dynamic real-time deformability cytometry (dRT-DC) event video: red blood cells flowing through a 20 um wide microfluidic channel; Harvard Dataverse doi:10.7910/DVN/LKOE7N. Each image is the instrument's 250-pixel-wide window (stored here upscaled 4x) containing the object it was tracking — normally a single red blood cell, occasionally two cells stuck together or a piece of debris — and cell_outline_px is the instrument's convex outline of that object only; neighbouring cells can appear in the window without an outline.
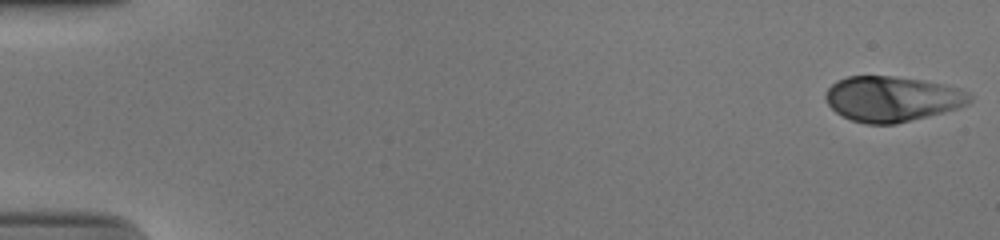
{"species": "human", "species_latin": "Homo sapiens", "temperature_condition": "cold", "stored_images_in_passage": 53, "camera_frame_rate_fps": 3000, "um_per_image_px": 0.085, "donor": {"sex": "male"}, "frame": {"image": 1, "passage_image": 1, "time_ms": 0.0, "image_size_px": [1000, 240], "cell_outline_px": [[972, 100], [968, 104], [944, 112], [896, 124], [864, 124], [852, 120], [836, 112], [828, 104], [824, 96], [828, 88], [836, 80], [848, 76], [892, 76], [924, 80], [944, 84], [960, 88], [968, 92], [972, 96]], "centroid_in_image_um": [75.84, 8.4], "position_along_channel_um": 9.2, "area_um2": 38.21}}
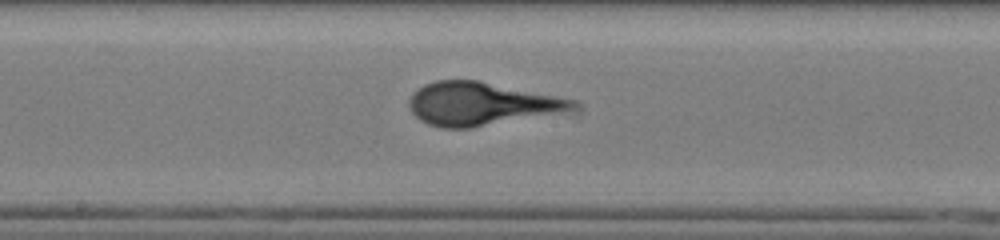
{"frame": {"image": 2, "passage_image": 29, "time_ms": 9.333, "image_size_px": [1000, 240], "cell_outline_px": [[576, 104], [560, 112], [472, 128], [440, 128], [428, 124], [420, 120], [412, 112], [408, 104], [408, 100], [412, 92], [424, 84], [436, 80], [476, 80], [576, 100]], "centroid_in_image_um": [40.76, 8.82], "position_along_channel_um": 207.4, "area_um2": 40.52}}
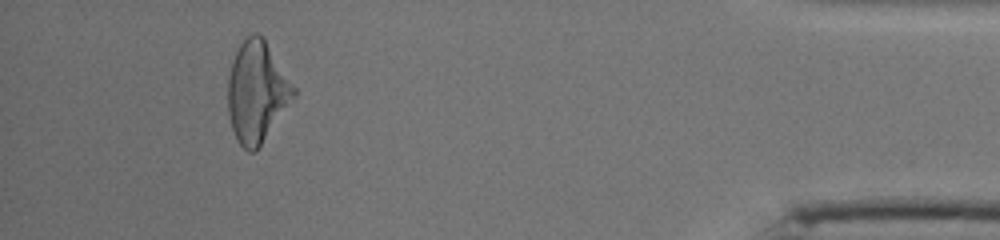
{"frame": {"image": 3, "passage_image": 49, "time_ms": 16.0, "image_size_px": [1000, 240], "cell_outline_px": [[296, 96], [256, 152], [248, 152], [240, 144], [232, 128], [228, 112], [228, 76], [232, 60], [236, 48], [252, 32], [256, 32], [264, 36], [296, 88]], "centroid_in_image_um": [21.85, 7.78], "position_along_channel_um": 413.4, "area_um2": 39.13}}